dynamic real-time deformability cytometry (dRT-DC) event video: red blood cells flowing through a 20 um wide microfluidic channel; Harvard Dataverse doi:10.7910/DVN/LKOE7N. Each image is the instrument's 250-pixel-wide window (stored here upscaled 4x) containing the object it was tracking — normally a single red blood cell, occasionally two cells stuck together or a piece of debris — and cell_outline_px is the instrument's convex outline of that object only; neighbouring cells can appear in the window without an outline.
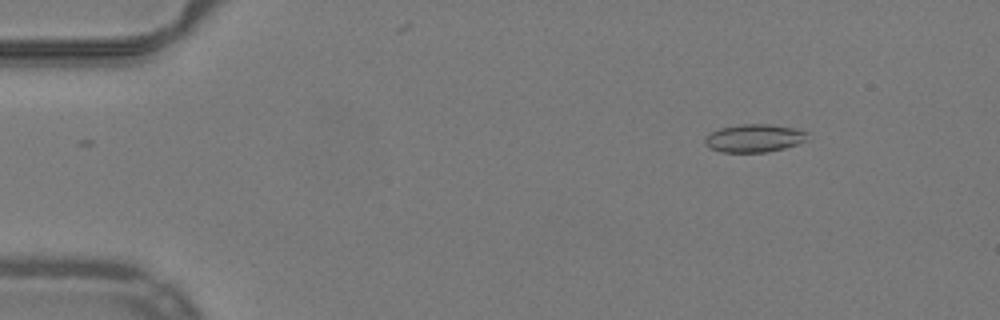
{"species": "common noctule bat (a hibernating species)", "species_latin": "Nyctalus noctula", "temperature_condition": "warm", "stored_images_in_passage": 52, "camera_frame_rate_fps": 3000, "um_per_image_px": 0.085, "animal": {"sex": "male", "body_mass_g": 19.2, "forearm_length_mm": 51.8}, "frame": {"image": 1, "passage_image": 7, "time_ms": 2.0, "image_size_px": [1000, 320], "cell_outline_px": [[808, 140], [784, 148], [768, 152], [720, 152], [704, 144], [704, 136], [708, 132], [720, 128], [736, 124], [772, 124], [796, 128], [808, 132]], "centroid_in_image_um": [64.09, 11.73], "position_along_channel_um": 20.9, "area_um2": 17.05}}
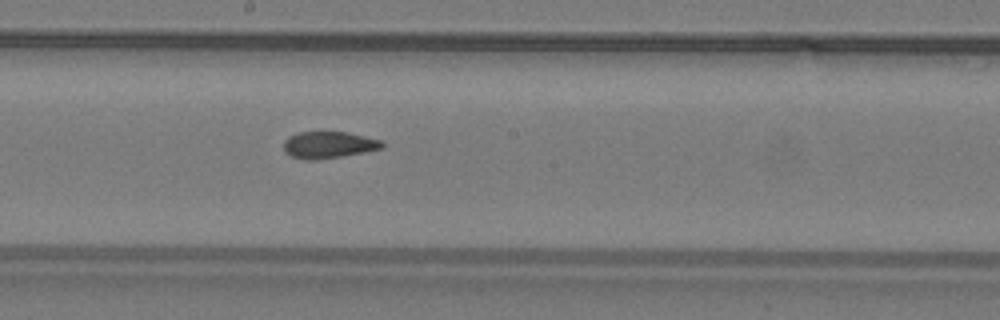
{"frame": {"image": 2, "passage_image": 29, "time_ms": 9.333, "image_size_px": [1000, 320], "cell_outline_px": [[384, 148], [364, 152], [316, 160], [308, 160], [288, 156], [284, 152], [284, 140], [288, 136], [296, 132], [344, 132], [364, 136], [380, 140], [384, 144]], "centroid_in_image_um": [27.88, 12.32], "position_along_channel_um": 220.3, "area_um2": 15.37}}
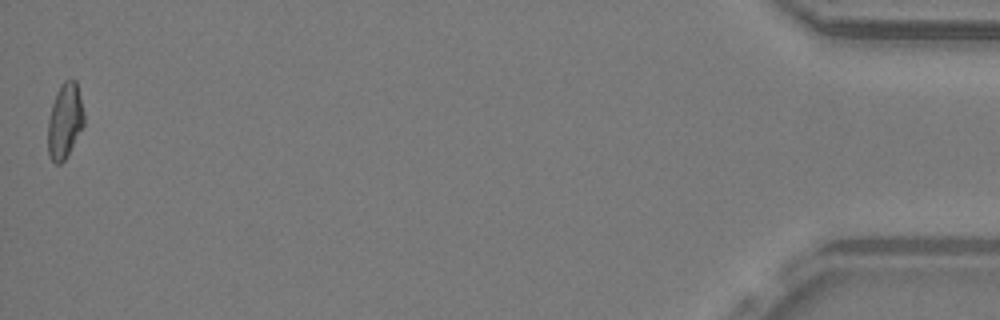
{"frame": {"image": 3, "passage_image": 52, "time_ms": 17.0, "image_size_px": [1000, 320], "cell_outline_px": [[84, 124], [68, 156], [60, 164], [56, 164], [48, 156], [48, 120], [52, 104], [56, 92], [60, 84], [64, 80], [76, 80], [84, 112]], "centroid_in_image_um": [5.51, 10.29], "position_along_channel_um": 429.7, "area_um2": 15.95}, "authors_computed_cell_mechanics": {"area_um2": 16.0684, "velocity_mm_per_s": 3.9872, "shape_relaxation_time_tau1_ms": null, "shape_relaxation_time_tau2_ms": 1.4552, "deformation_change_tau1": null, "deformation_change_tau2": 0.0731}}